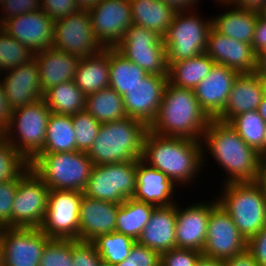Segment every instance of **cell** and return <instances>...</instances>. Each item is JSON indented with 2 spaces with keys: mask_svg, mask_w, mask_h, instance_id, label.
Here are the masks:
<instances>
[{
  "mask_svg": "<svg viewBox=\"0 0 266 266\" xmlns=\"http://www.w3.org/2000/svg\"><path fill=\"white\" fill-rule=\"evenodd\" d=\"M0 266H3V249L1 242H0Z\"/></svg>",
  "mask_w": 266,
  "mask_h": 266,
  "instance_id": "obj_61",
  "label": "cell"
},
{
  "mask_svg": "<svg viewBox=\"0 0 266 266\" xmlns=\"http://www.w3.org/2000/svg\"><path fill=\"white\" fill-rule=\"evenodd\" d=\"M133 24L158 33L168 31L175 11L161 0H129Z\"/></svg>",
  "mask_w": 266,
  "mask_h": 266,
  "instance_id": "obj_30",
  "label": "cell"
},
{
  "mask_svg": "<svg viewBox=\"0 0 266 266\" xmlns=\"http://www.w3.org/2000/svg\"><path fill=\"white\" fill-rule=\"evenodd\" d=\"M18 188V176L12 180L0 182V221L6 227H12V205Z\"/></svg>",
  "mask_w": 266,
  "mask_h": 266,
  "instance_id": "obj_43",
  "label": "cell"
},
{
  "mask_svg": "<svg viewBox=\"0 0 266 266\" xmlns=\"http://www.w3.org/2000/svg\"><path fill=\"white\" fill-rule=\"evenodd\" d=\"M80 9L76 0H41V11L53 21L65 18Z\"/></svg>",
  "mask_w": 266,
  "mask_h": 266,
  "instance_id": "obj_47",
  "label": "cell"
},
{
  "mask_svg": "<svg viewBox=\"0 0 266 266\" xmlns=\"http://www.w3.org/2000/svg\"><path fill=\"white\" fill-rule=\"evenodd\" d=\"M119 205L83 195L79 215V241L92 242L100 235L115 232Z\"/></svg>",
  "mask_w": 266,
  "mask_h": 266,
  "instance_id": "obj_23",
  "label": "cell"
},
{
  "mask_svg": "<svg viewBox=\"0 0 266 266\" xmlns=\"http://www.w3.org/2000/svg\"><path fill=\"white\" fill-rule=\"evenodd\" d=\"M247 250L260 266H266V226L248 240Z\"/></svg>",
  "mask_w": 266,
  "mask_h": 266,
  "instance_id": "obj_49",
  "label": "cell"
},
{
  "mask_svg": "<svg viewBox=\"0 0 266 266\" xmlns=\"http://www.w3.org/2000/svg\"><path fill=\"white\" fill-rule=\"evenodd\" d=\"M2 29L36 54L52 46L55 21L39 10L5 20Z\"/></svg>",
  "mask_w": 266,
  "mask_h": 266,
  "instance_id": "obj_18",
  "label": "cell"
},
{
  "mask_svg": "<svg viewBox=\"0 0 266 266\" xmlns=\"http://www.w3.org/2000/svg\"><path fill=\"white\" fill-rule=\"evenodd\" d=\"M176 183L162 171L149 166L142 159L137 160L135 200L154 206L175 204L172 199Z\"/></svg>",
  "mask_w": 266,
  "mask_h": 266,
  "instance_id": "obj_24",
  "label": "cell"
},
{
  "mask_svg": "<svg viewBox=\"0 0 266 266\" xmlns=\"http://www.w3.org/2000/svg\"><path fill=\"white\" fill-rule=\"evenodd\" d=\"M43 100L52 113L72 116L85 110L86 95L71 80L48 89Z\"/></svg>",
  "mask_w": 266,
  "mask_h": 266,
  "instance_id": "obj_34",
  "label": "cell"
},
{
  "mask_svg": "<svg viewBox=\"0 0 266 266\" xmlns=\"http://www.w3.org/2000/svg\"><path fill=\"white\" fill-rule=\"evenodd\" d=\"M265 160H266V124H265Z\"/></svg>",
  "mask_w": 266,
  "mask_h": 266,
  "instance_id": "obj_66",
  "label": "cell"
},
{
  "mask_svg": "<svg viewBox=\"0 0 266 266\" xmlns=\"http://www.w3.org/2000/svg\"><path fill=\"white\" fill-rule=\"evenodd\" d=\"M2 22H1V19H0V31L2 30Z\"/></svg>",
  "mask_w": 266,
  "mask_h": 266,
  "instance_id": "obj_68",
  "label": "cell"
},
{
  "mask_svg": "<svg viewBox=\"0 0 266 266\" xmlns=\"http://www.w3.org/2000/svg\"><path fill=\"white\" fill-rule=\"evenodd\" d=\"M202 139V146L206 145L214 160L227 171L225 183L256 181L265 159L229 123L211 119Z\"/></svg>",
  "mask_w": 266,
  "mask_h": 266,
  "instance_id": "obj_2",
  "label": "cell"
},
{
  "mask_svg": "<svg viewBox=\"0 0 266 266\" xmlns=\"http://www.w3.org/2000/svg\"><path fill=\"white\" fill-rule=\"evenodd\" d=\"M234 8L216 18H212L213 27L223 35L252 45L259 11Z\"/></svg>",
  "mask_w": 266,
  "mask_h": 266,
  "instance_id": "obj_29",
  "label": "cell"
},
{
  "mask_svg": "<svg viewBox=\"0 0 266 266\" xmlns=\"http://www.w3.org/2000/svg\"><path fill=\"white\" fill-rule=\"evenodd\" d=\"M240 74L224 65L214 64L209 74L195 87L200 107L210 119L223 112L234 81Z\"/></svg>",
  "mask_w": 266,
  "mask_h": 266,
  "instance_id": "obj_20",
  "label": "cell"
},
{
  "mask_svg": "<svg viewBox=\"0 0 266 266\" xmlns=\"http://www.w3.org/2000/svg\"><path fill=\"white\" fill-rule=\"evenodd\" d=\"M52 46L78 58L96 54L104 48L96 38L87 9L55 21Z\"/></svg>",
  "mask_w": 266,
  "mask_h": 266,
  "instance_id": "obj_13",
  "label": "cell"
},
{
  "mask_svg": "<svg viewBox=\"0 0 266 266\" xmlns=\"http://www.w3.org/2000/svg\"><path fill=\"white\" fill-rule=\"evenodd\" d=\"M83 192L50 190L45 218L39 228L50 239L79 240V215Z\"/></svg>",
  "mask_w": 266,
  "mask_h": 266,
  "instance_id": "obj_12",
  "label": "cell"
},
{
  "mask_svg": "<svg viewBox=\"0 0 266 266\" xmlns=\"http://www.w3.org/2000/svg\"><path fill=\"white\" fill-rule=\"evenodd\" d=\"M108 48L100 52L80 58L74 82L85 94L95 93L110 86Z\"/></svg>",
  "mask_w": 266,
  "mask_h": 266,
  "instance_id": "obj_28",
  "label": "cell"
},
{
  "mask_svg": "<svg viewBox=\"0 0 266 266\" xmlns=\"http://www.w3.org/2000/svg\"><path fill=\"white\" fill-rule=\"evenodd\" d=\"M6 2V0H0V5H3Z\"/></svg>",
  "mask_w": 266,
  "mask_h": 266,
  "instance_id": "obj_67",
  "label": "cell"
},
{
  "mask_svg": "<svg viewBox=\"0 0 266 266\" xmlns=\"http://www.w3.org/2000/svg\"><path fill=\"white\" fill-rule=\"evenodd\" d=\"M215 62L204 52L201 55L173 63L168 81L181 88L195 87L209 74Z\"/></svg>",
  "mask_w": 266,
  "mask_h": 266,
  "instance_id": "obj_32",
  "label": "cell"
},
{
  "mask_svg": "<svg viewBox=\"0 0 266 266\" xmlns=\"http://www.w3.org/2000/svg\"><path fill=\"white\" fill-rule=\"evenodd\" d=\"M71 120L76 136L77 151L88 153L102 123L93 118L86 110L72 115Z\"/></svg>",
  "mask_w": 266,
  "mask_h": 266,
  "instance_id": "obj_40",
  "label": "cell"
},
{
  "mask_svg": "<svg viewBox=\"0 0 266 266\" xmlns=\"http://www.w3.org/2000/svg\"><path fill=\"white\" fill-rule=\"evenodd\" d=\"M217 203L216 198L213 202L195 203L183 210L176 205V248L202 252L206 242L209 214Z\"/></svg>",
  "mask_w": 266,
  "mask_h": 266,
  "instance_id": "obj_22",
  "label": "cell"
},
{
  "mask_svg": "<svg viewBox=\"0 0 266 266\" xmlns=\"http://www.w3.org/2000/svg\"><path fill=\"white\" fill-rule=\"evenodd\" d=\"M5 73L1 84L11 110L37 102L44 97L39 66L35 58Z\"/></svg>",
  "mask_w": 266,
  "mask_h": 266,
  "instance_id": "obj_21",
  "label": "cell"
},
{
  "mask_svg": "<svg viewBox=\"0 0 266 266\" xmlns=\"http://www.w3.org/2000/svg\"><path fill=\"white\" fill-rule=\"evenodd\" d=\"M4 137V131L0 128V140Z\"/></svg>",
  "mask_w": 266,
  "mask_h": 266,
  "instance_id": "obj_65",
  "label": "cell"
},
{
  "mask_svg": "<svg viewBox=\"0 0 266 266\" xmlns=\"http://www.w3.org/2000/svg\"><path fill=\"white\" fill-rule=\"evenodd\" d=\"M11 118V109L6 102L4 89L0 81V128L4 131L9 124Z\"/></svg>",
  "mask_w": 266,
  "mask_h": 266,
  "instance_id": "obj_53",
  "label": "cell"
},
{
  "mask_svg": "<svg viewBox=\"0 0 266 266\" xmlns=\"http://www.w3.org/2000/svg\"><path fill=\"white\" fill-rule=\"evenodd\" d=\"M241 139L265 159V124L257 110L241 113L228 122Z\"/></svg>",
  "mask_w": 266,
  "mask_h": 266,
  "instance_id": "obj_37",
  "label": "cell"
},
{
  "mask_svg": "<svg viewBox=\"0 0 266 266\" xmlns=\"http://www.w3.org/2000/svg\"><path fill=\"white\" fill-rule=\"evenodd\" d=\"M98 42L115 48L133 24L129 0H99L87 9Z\"/></svg>",
  "mask_w": 266,
  "mask_h": 266,
  "instance_id": "obj_15",
  "label": "cell"
},
{
  "mask_svg": "<svg viewBox=\"0 0 266 266\" xmlns=\"http://www.w3.org/2000/svg\"><path fill=\"white\" fill-rule=\"evenodd\" d=\"M252 47L256 55L266 50V19L261 14L257 18Z\"/></svg>",
  "mask_w": 266,
  "mask_h": 266,
  "instance_id": "obj_50",
  "label": "cell"
},
{
  "mask_svg": "<svg viewBox=\"0 0 266 266\" xmlns=\"http://www.w3.org/2000/svg\"><path fill=\"white\" fill-rule=\"evenodd\" d=\"M99 266H114V265H111V264H108L102 261Z\"/></svg>",
  "mask_w": 266,
  "mask_h": 266,
  "instance_id": "obj_64",
  "label": "cell"
},
{
  "mask_svg": "<svg viewBox=\"0 0 266 266\" xmlns=\"http://www.w3.org/2000/svg\"><path fill=\"white\" fill-rule=\"evenodd\" d=\"M105 263L115 265L126 259L136 241L127 235L117 232L103 234L92 241Z\"/></svg>",
  "mask_w": 266,
  "mask_h": 266,
  "instance_id": "obj_38",
  "label": "cell"
},
{
  "mask_svg": "<svg viewBox=\"0 0 266 266\" xmlns=\"http://www.w3.org/2000/svg\"><path fill=\"white\" fill-rule=\"evenodd\" d=\"M264 95V85L258 74H240L234 81L224 110L217 120L228 123L241 113L257 110Z\"/></svg>",
  "mask_w": 266,
  "mask_h": 266,
  "instance_id": "obj_26",
  "label": "cell"
},
{
  "mask_svg": "<svg viewBox=\"0 0 266 266\" xmlns=\"http://www.w3.org/2000/svg\"><path fill=\"white\" fill-rule=\"evenodd\" d=\"M73 266H99L102 262L92 242L72 240Z\"/></svg>",
  "mask_w": 266,
  "mask_h": 266,
  "instance_id": "obj_45",
  "label": "cell"
},
{
  "mask_svg": "<svg viewBox=\"0 0 266 266\" xmlns=\"http://www.w3.org/2000/svg\"><path fill=\"white\" fill-rule=\"evenodd\" d=\"M260 14L266 19V5L264 8L260 11Z\"/></svg>",
  "mask_w": 266,
  "mask_h": 266,
  "instance_id": "obj_62",
  "label": "cell"
},
{
  "mask_svg": "<svg viewBox=\"0 0 266 266\" xmlns=\"http://www.w3.org/2000/svg\"><path fill=\"white\" fill-rule=\"evenodd\" d=\"M224 266H260L253 255L245 250L241 254L235 255L232 258L224 260Z\"/></svg>",
  "mask_w": 266,
  "mask_h": 266,
  "instance_id": "obj_52",
  "label": "cell"
},
{
  "mask_svg": "<svg viewBox=\"0 0 266 266\" xmlns=\"http://www.w3.org/2000/svg\"><path fill=\"white\" fill-rule=\"evenodd\" d=\"M99 0H76L81 9H88L95 5Z\"/></svg>",
  "mask_w": 266,
  "mask_h": 266,
  "instance_id": "obj_59",
  "label": "cell"
},
{
  "mask_svg": "<svg viewBox=\"0 0 266 266\" xmlns=\"http://www.w3.org/2000/svg\"><path fill=\"white\" fill-rule=\"evenodd\" d=\"M114 266H160V254L136 242L129 256Z\"/></svg>",
  "mask_w": 266,
  "mask_h": 266,
  "instance_id": "obj_44",
  "label": "cell"
},
{
  "mask_svg": "<svg viewBox=\"0 0 266 266\" xmlns=\"http://www.w3.org/2000/svg\"><path fill=\"white\" fill-rule=\"evenodd\" d=\"M187 13L186 11L175 12L168 31L163 37L169 67L178 61L203 54L209 33L213 28L211 18L204 21L194 12Z\"/></svg>",
  "mask_w": 266,
  "mask_h": 266,
  "instance_id": "obj_8",
  "label": "cell"
},
{
  "mask_svg": "<svg viewBox=\"0 0 266 266\" xmlns=\"http://www.w3.org/2000/svg\"><path fill=\"white\" fill-rule=\"evenodd\" d=\"M29 163L3 137L0 140V182L16 178Z\"/></svg>",
  "mask_w": 266,
  "mask_h": 266,
  "instance_id": "obj_41",
  "label": "cell"
},
{
  "mask_svg": "<svg viewBox=\"0 0 266 266\" xmlns=\"http://www.w3.org/2000/svg\"><path fill=\"white\" fill-rule=\"evenodd\" d=\"M202 252L174 248L160 254V266H195Z\"/></svg>",
  "mask_w": 266,
  "mask_h": 266,
  "instance_id": "obj_46",
  "label": "cell"
},
{
  "mask_svg": "<svg viewBox=\"0 0 266 266\" xmlns=\"http://www.w3.org/2000/svg\"><path fill=\"white\" fill-rule=\"evenodd\" d=\"M217 3H222L223 5H232L241 9H250L255 11H261L266 5V0H214Z\"/></svg>",
  "mask_w": 266,
  "mask_h": 266,
  "instance_id": "obj_51",
  "label": "cell"
},
{
  "mask_svg": "<svg viewBox=\"0 0 266 266\" xmlns=\"http://www.w3.org/2000/svg\"><path fill=\"white\" fill-rule=\"evenodd\" d=\"M51 239L39 228L7 227L2 236L3 266H40Z\"/></svg>",
  "mask_w": 266,
  "mask_h": 266,
  "instance_id": "obj_16",
  "label": "cell"
},
{
  "mask_svg": "<svg viewBox=\"0 0 266 266\" xmlns=\"http://www.w3.org/2000/svg\"><path fill=\"white\" fill-rule=\"evenodd\" d=\"M85 110L100 123L127 117L123 96L110 86L86 95Z\"/></svg>",
  "mask_w": 266,
  "mask_h": 266,
  "instance_id": "obj_33",
  "label": "cell"
},
{
  "mask_svg": "<svg viewBox=\"0 0 266 266\" xmlns=\"http://www.w3.org/2000/svg\"><path fill=\"white\" fill-rule=\"evenodd\" d=\"M75 138L71 116L51 112L47 123L44 147L39 153L76 151Z\"/></svg>",
  "mask_w": 266,
  "mask_h": 266,
  "instance_id": "obj_35",
  "label": "cell"
},
{
  "mask_svg": "<svg viewBox=\"0 0 266 266\" xmlns=\"http://www.w3.org/2000/svg\"><path fill=\"white\" fill-rule=\"evenodd\" d=\"M255 73L262 79H266V50L257 54Z\"/></svg>",
  "mask_w": 266,
  "mask_h": 266,
  "instance_id": "obj_55",
  "label": "cell"
},
{
  "mask_svg": "<svg viewBox=\"0 0 266 266\" xmlns=\"http://www.w3.org/2000/svg\"><path fill=\"white\" fill-rule=\"evenodd\" d=\"M50 114L51 110L43 98L11 110V118L4 130V138L28 163L44 147Z\"/></svg>",
  "mask_w": 266,
  "mask_h": 266,
  "instance_id": "obj_7",
  "label": "cell"
},
{
  "mask_svg": "<svg viewBox=\"0 0 266 266\" xmlns=\"http://www.w3.org/2000/svg\"><path fill=\"white\" fill-rule=\"evenodd\" d=\"M33 59L34 54L28 47L3 29L0 31V73L13 70Z\"/></svg>",
  "mask_w": 266,
  "mask_h": 266,
  "instance_id": "obj_39",
  "label": "cell"
},
{
  "mask_svg": "<svg viewBox=\"0 0 266 266\" xmlns=\"http://www.w3.org/2000/svg\"><path fill=\"white\" fill-rule=\"evenodd\" d=\"M210 120L200 107L194 89L177 87L168 81L149 130L163 137L202 140Z\"/></svg>",
  "mask_w": 266,
  "mask_h": 266,
  "instance_id": "obj_3",
  "label": "cell"
},
{
  "mask_svg": "<svg viewBox=\"0 0 266 266\" xmlns=\"http://www.w3.org/2000/svg\"><path fill=\"white\" fill-rule=\"evenodd\" d=\"M136 242L159 254L176 248V204L156 206Z\"/></svg>",
  "mask_w": 266,
  "mask_h": 266,
  "instance_id": "obj_25",
  "label": "cell"
},
{
  "mask_svg": "<svg viewBox=\"0 0 266 266\" xmlns=\"http://www.w3.org/2000/svg\"><path fill=\"white\" fill-rule=\"evenodd\" d=\"M50 189L28 165L18 175L12 205V227L40 228L48 206Z\"/></svg>",
  "mask_w": 266,
  "mask_h": 266,
  "instance_id": "obj_11",
  "label": "cell"
},
{
  "mask_svg": "<svg viewBox=\"0 0 266 266\" xmlns=\"http://www.w3.org/2000/svg\"><path fill=\"white\" fill-rule=\"evenodd\" d=\"M34 58L39 66V79L44 93L54 86L74 80L80 60L77 56L53 46L34 54Z\"/></svg>",
  "mask_w": 266,
  "mask_h": 266,
  "instance_id": "obj_27",
  "label": "cell"
},
{
  "mask_svg": "<svg viewBox=\"0 0 266 266\" xmlns=\"http://www.w3.org/2000/svg\"><path fill=\"white\" fill-rule=\"evenodd\" d=\"M3 6V7H2ZM6 14L1 18L3 23L5 20L17 17L24 13L41 10V0H6V2L0 6Z\"/></svg>",
  "mask_w": 266,
  "mask_h": 266,
  "instance_id": "obj_48",
  "label": "cell"
},
{
  "mask_svg": "<svg viewBox=\"0 0 266 266\" xmlns=\"http://www.w3.org/2000/svg\"><path fill=\"white\" fill-rule=\"evenodd\" d=\"M205 53L215 64L224 65L239 74L255 72L257 55L252 45L220 34L214 27L209 33Z\"/></svg>",
  "mask_w": 266,
  "mask_h": 266,
  "instance_id": "obj_19",
  "label": "cell"
},
{
  "mask_svg": "<svg viewBox=\"0 0 266 266\" xmlns=\"http://www.w3.org/2000/svg\"><path fill=\"white\" fill-rule=\"evenodd\" d=\"M115 49L147 74H169L167 50L163 38L154 31L131 24Z\"/></svg>",
  "mask_w": 266,
  "mask_h": 266,
  "instance_id": "obj_10",
  "label": "cell"
},
{
  "mask_svg": "<svg viewBox=\"0 0 266 266\" xmlns=\"http://www.w3.org/2000/svg\"><path fill=\"white\" fill-rule=\"evenodd\" d=\"M263 85H264V93L266 96V79H262Z\"/></svg>",
  "mask_w": 266,
  "mask_h": 266,
  "instance_id": "obj_63",
  "label": "cell"
},
{
  "mask_svg": "<svg viewBox=\"0 0 266 266\" xmlns=\"http://www.w3.org/2000/svg\"><path fill=\"white\" fill-rule=\"evenodd\" d=\"M204 153L202 140L163 137L148 130L142 160L180 185L193 182L206 161Z\"/></svg>",
  "mask_w": 266,
  "mask_h": 266,
  "instance_id": "obj_1",
  "label": "cell"
},
{
  "mask_svg": "<svg viewBox=\"0 0 266 266\" xmlns=\"http://www.w3.org/2000/svg\"><path fill=\"white\" fill-rule=\"evenodd\" d=\"M148 130L144 122L130 117L102 123L87 154L93 165L142 159L143 141Z\"/></svg>",
  "mask_w": 266,
  "mask_h": 266,
  "instance_id": "obj_4",
  "label": "cell"
},
{
  "mask_svg": "<svg viewBox=\"0 0 266 266\" xmlns=\"http://www.w3.org/2000/svg\"><path fill=\"white\" fill-rule=\"evenodd\" d=\"M257 111L259 112V115L263 118V120L266 122V96L264 95L261 103L258 106Z\"/></svg>",
  "mask_w": 266,
  "mask_h": 266,
  "instance_id": "obj_58",
  "label": "cell"
},
{
  "mask_svg": "<svg viewBox=\"0 0 266 266\" xmlns=\"http://www.w3.org/2000/svg\"><path fill=\"white\" fill-rule=\"evenodd\" d=\"M256 182L260 186L266 202V160L261 164Z\"/></svg>",
  "mask_w": 266,
  "mask_h": 266,
  "instance_id": "obj_56",
  "label": "cell"
},
{
  "mask_svg": "<svg viewBox=\"0 0 266 266\" xmlns=\"http://www.w3.org/2000/svg\"><path fill=\"white\" fill-rule=\"evenodd\" d=\"M136 171L137 160L94 165L83 195L121 204L135 194Z\"/></svg>",
  "mask_w": 266,
  "mask_h": 266,
  "instance_id": "obj_9",
  "label": "cell"
},
{
  "mask_svg": "<svg viewBox=\"0 0 266 266\" xmlns=\"http://www.w3.org/2000/svg\"><path fill=\"white\" fill-rule=\"evenodd\" d=\"M110 87L123 96L148 74L115 48H108Z\"/></svg>",
  "mask_w": 266,
  "mask_h": 266,
  "instance_id": "obj_36",
  "label": "cell"
},
{
  "mask_svg": "<svg viewBox=\"0 0 266 266\" xmlns=\"http://www.w3.org/2000/svg\"><path fill=\"white\" fill-rule=\"evenodd\" d=\"M247 243L233 219L217 203L209 214L202 255L224 261L247 250Z\"/></svg>",
  "mask_w": 266,
  "mask_h": 266,
  "instance_id": "obj_14",
  "label": "cell"
},
{
  "mask_svg": "<svg viewBox=\"0 0 266 266\" xmlns=\"http://www.w3.org/2000/svg\"><path fill=\"white\" fill-rule=\"evenodd\" d=\"M168 75L148 74L123 95L127 117L138 119L148 127L156 119L163 99Z\"/></svg>",
  "mask_w": 266,
  "mask_h": 266,
  "instance_id": "obj_17",
  "label": "cell"
},
{
  "mask_svg": "<svg viewBox=\"0 0 266 266\" xmlns=\"http://www.w3.org/2000/svg\"><path fill=\"white\" fill-rule=\"evenodd\" d=\"M6 228L7 227L0 221V242L2 241V236Z\"/></svg>",
  "mask_w": 266,
  "mask_h": 266,
  "instance_id": "obj_60",
  "label": "cell"
},
{
  "mask_svg": "<svg viewBox=\"0 0 266 266\" xmlns=\"http://www.w3.org/2000/svg\"><path fill=\"white\" fill-rule=\"evenodd\" d=\"M175 12L190 11L198 0H161ZM190 8V9H189Z\"/></svg>",
  "mask_w": 266,
  "mask_h": 266,
  "instance_id": "obj_54",
  "label": "cell"
},
{
  "mask_svg": "<svg viewBox=\"0 0 266 266\" xmlns=\"http://www.w3.org/2000/svg\"><path fill=\"white\" fill-rule=\"evenodd\" d=\"M195 266H224V261L201 255Z\"/></svg>",
  "mask_w": 266,
  "mask_h": 266,
  "instance_id": "obj_57",
  "label": "cell"
},
{
  "mask_svg": "<svg viewBox=\"0 0 266 266\" xmlns=\"http://www.w3.org/2000/svg\"><path fill=\"white\" fill-rule=\"evenodd\" d=\"M224 184L218 204L248 241L266 226V202L262 190L256 181Z\"/></svg>",
  "mask_w": 266,
  "mask_h": 266,
  "instance_id": "obj_6",
  "label": "cell"
},
{
  "mask_svg": "<svg viewBox=\"0 0 266 266\" xmlns=\"http://www.w3.org/2000/svg\"><path fill=\"white\" fill-rule=\"evenodd\" d=\"M155 207L133 197L126 199L118 207L115 232L130 236L137 241Z\"/></svg>",
  "mask_w": 266,
  "mask_h": 266,
  "instance_id": "obj_31",
  "label": "cell"
},
{
  "mask_svg": "<svg viewBox=\"0 0 266 266\" xmlns=\"http://www.w3.org/2000/svg\"><path fill=\"white\" fill-rule=\"evenodd\" d=\"M40 266H73L72 240L51 239L44 247Z\"/></svg>",
  "mask_w": 266,
  "mask_h": 266,
  "instance_id": "obj_42",
  "label": "cell"
},
{
  "mask_svg": "<svg viewBox=\"0 0 266 266\" xmlns=\"http://www.w3.org/2000/svg\"><path fill=\"white\" fill-rule=\"evenodd\" d=\"M30 168L50 190H74L83 192L93 168L85 152L38 153L30 162Z\"/></svg>",
  "mask_w": 266,
  "mask_h": 266,
  "instance_id": "obj_5",
  "label": "cell"
}]
</instances>
